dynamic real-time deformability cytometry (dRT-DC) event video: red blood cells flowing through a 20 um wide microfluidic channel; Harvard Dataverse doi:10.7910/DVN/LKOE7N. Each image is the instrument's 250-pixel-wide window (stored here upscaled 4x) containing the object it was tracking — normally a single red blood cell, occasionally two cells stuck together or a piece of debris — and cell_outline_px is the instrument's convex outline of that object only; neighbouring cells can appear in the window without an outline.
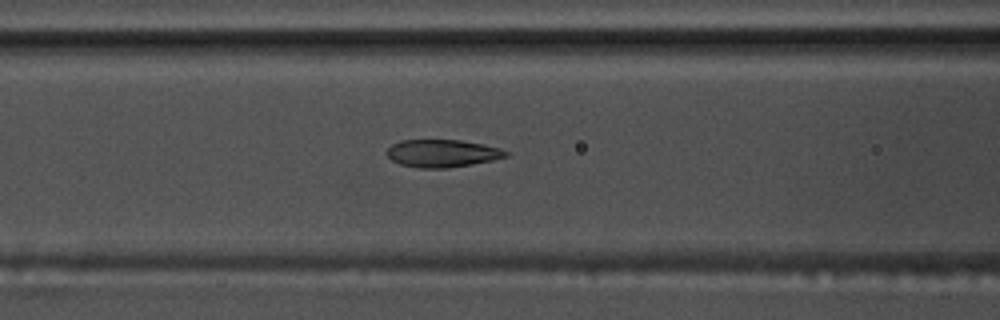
{"species": "common noctule bat (a hibernating species)", "species_latin": "Nyctalus noctula", "temperature_condition": "warm", "stored_images_in_passage": 57, "camera_frame_rate_fps": 3000, "um_per_image_px": 0.085, "animal": {"sex": "male", "body_mass_g": 17.5, "forearm_length_mm": 52.3}, "frame": {"image": 1, "passage_image": 24, "time_ms": 7.667, "image_size_px": [1000, 320], "cell_outline_px": [[512, 152], [508, 156], [492, 160], [472, 164], [448, 168], [420, 168], [400, 164], [392, 160], [384, 152], [392, 144], [400, 140], [460, 140], [500, 148]], "centroid_in_image_um": [37.59, 13.03], "position_along_channel_um": 129.0, "area_um2": 19.19}}
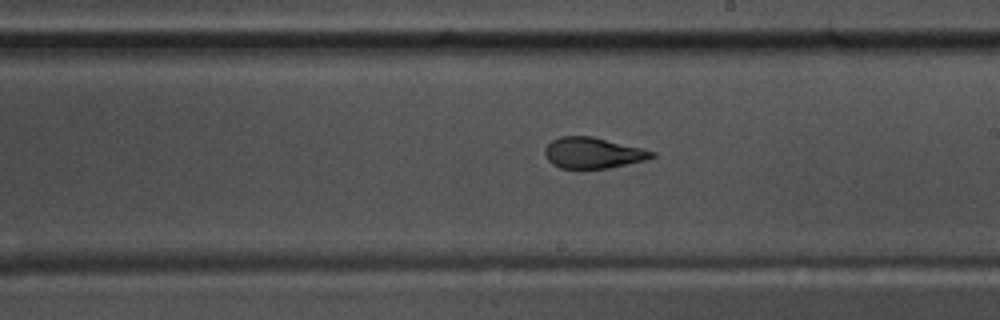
{"frame": {"image": 2, "passage_image": 33, "time_ms": 10.667, "image_size_px": [1000, 320], "cell_outline_px": [[656, 156], [644, 160], [608, 168], [560, 168], [552, 164], [548, 160], [544, 152], [544, 148], [552, 140], [560, 136], [592, 136], [656, 152]], "centroid_in_image_um": [50.36, 12.99], "position_along_channel_um": 238.6, "area_um2": 19.07}}
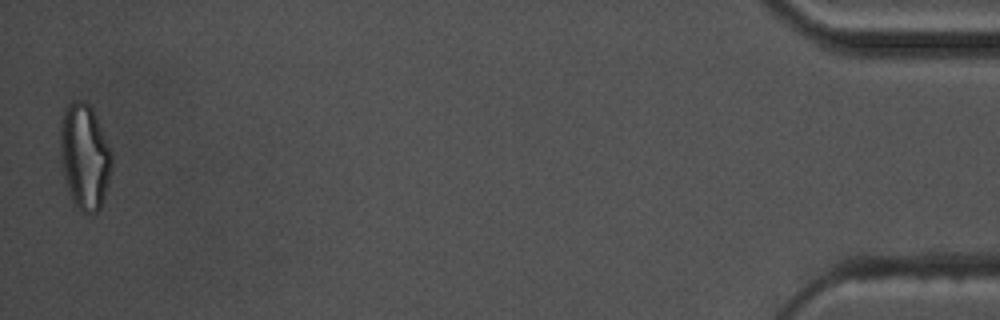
{"frame": {"image": 3, "passage_image": 56, "time_ms": 18.333, "image_size_px": [1000, 320], "cell_outline_px": [[112, 168], [108, 184], [100, 208], [96, 212], [84, 212], [72, 200], [68, 188], [64, 172], [60, 152], [60, 120], [68, 104], [72, 100], [84, 100], [92, 108], [96, 116], [112, 152]], "centroid_in_image_um": [7.2, 13.25], "position_along_channel_um": 428.0, "area_um2": 31.39}, "authors_computed_cell_mechanics": {"area_um2": 20.519, "velocity_mm_per_s": 3.6688, "shape_relaxation_time_tau1_ms": 9.9956, "shape_relaxation_time_tau2_ms": 1.1865, "deformation_change_tau1": 0.2775, "deformation_change_tau2": 0.0802}}